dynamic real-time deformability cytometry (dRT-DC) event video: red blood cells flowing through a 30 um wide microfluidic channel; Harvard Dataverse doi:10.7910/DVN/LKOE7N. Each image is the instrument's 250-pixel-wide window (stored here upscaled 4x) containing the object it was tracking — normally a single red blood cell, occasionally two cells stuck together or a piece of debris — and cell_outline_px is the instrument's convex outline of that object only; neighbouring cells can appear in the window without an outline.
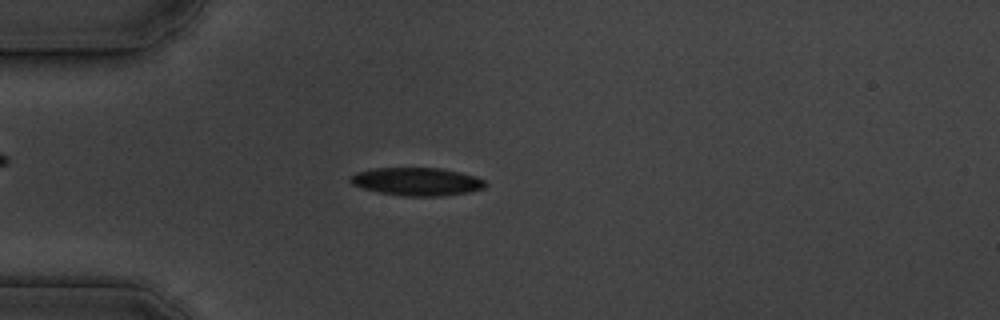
{"species": "common noctule bat (a hibernating species)", "species_latin": "Nyctalus noctula", "temperature_condition": "cold", "stored_images_in_passage": 54, "camera_frame_rate_fps": 3000, "um_per_image_px": 0.085, "animal": {"sex": "male", "body_mass_g": 19.5, "forearm_length_mm": 54.6}, "frame": {"image": 1, "passage_image": 14, "time_ms": 4.333, "image_size_px": [1000, 320], "cell_outline_px": [[488, 184], [484, 188], [468, 192], [440, 196], [404, 196], [380, 192], [364, 188], [352, 184], [348, 180], [348, 176], [356, 172], [372, 168], [440, 168], [460, 172], [476, 176], [484, 180]], "centroid_in_image_um": [35.43, 15.42], "position_along_channel_um": 49.6, "area_um2": 22.08}}
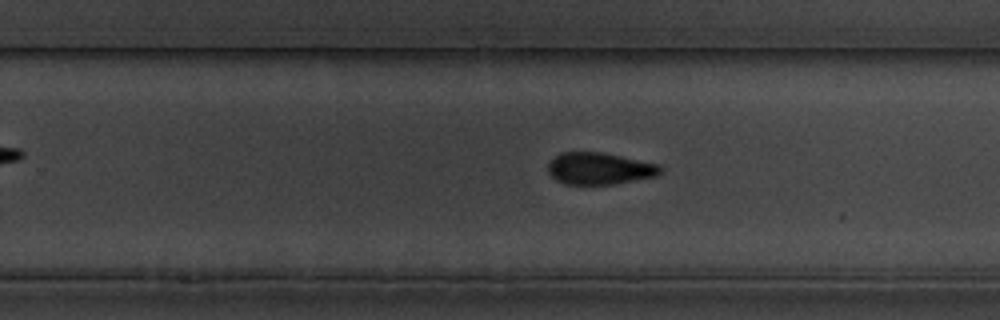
{"frame": {"image": 2, "passage_image": 34, "time_ms": 11.0, "image_size_px": [1000, 320], "cell_outline_px": [[664, 168], [656, 176], [612, 184], [564, 184], [556, 180], [548, 172], [548, 164], [560, 152], [600, 152], [660, 164]], "centroid_in_image_um": [50.96, 14.32], "position_along_channel_um": 278.8, "area_um2": 20.75}}
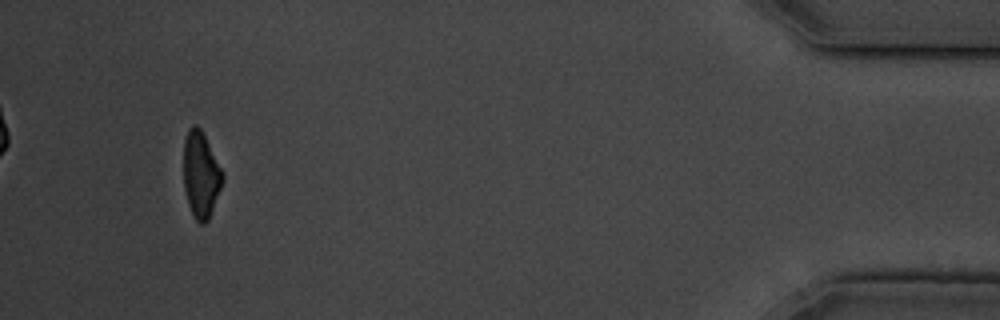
{"frame": {"image": 3, "passage_image": 51, "time_ms": 16.667, "image_size_px": [1000, 320], "cell_outline_px": [[224, 180], [208, 220], [204, 224], [200, 224], [196, 220], [188, 204], [184, 188], [184, 140], [188, 128], [192, 124], [196, 124], [204, 132], [224, 172]], "centroid_in_image_um": [17.09, 14.79], "position_along_channel_um": 418.1, "area_um2": 19.88}, "authors_computed_cell_mechanics": {"area_um2": 21.3282, "velocity_mm_per_s": 3.6564, "shape_relaxation_time_tau1_ms": 2.332, "shape_relaxation_time_tau2_ms": 3.0506, "deformation_change_tau1": 0.1016, "deformation_change_tau2": 0.0854}}